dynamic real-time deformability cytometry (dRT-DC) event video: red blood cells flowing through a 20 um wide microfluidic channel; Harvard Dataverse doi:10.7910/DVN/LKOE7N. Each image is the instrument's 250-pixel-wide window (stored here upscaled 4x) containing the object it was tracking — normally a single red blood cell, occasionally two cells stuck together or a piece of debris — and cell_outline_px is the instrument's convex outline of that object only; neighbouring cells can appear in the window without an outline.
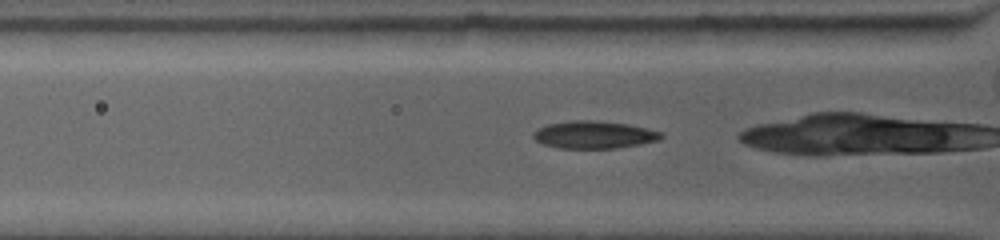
{"species": "common noctule bat (a hibernating species)", "species_latin": "Nyctalus noctula", "temperature_condition": "warm", "stored_images_in_passage": 22, "camera_frame_rate_fps": 4500, "um_per_image_px": 0.085, "animal": {"sex": "female", "body_mass_g": 19.0, "forearm_length_mm": 53.3}, "frame": {"image": 1, "passage_image": 5, "time_ms": 0.667, "image_size_px": [1000, 240], "cell_outline_px": [[664, 136], [660, 140], [640, 144], [616, 148], [556, 148], [544, 144], [536, 140], [532, 136], [532, 132], [548, 124], [572, 120], [592, 120], [628, 124], [660, 132]], "centroid_in_image_um": [50.48, 11.46], "position_along_channel_um": 75.3, "area_um2": 20.35}}
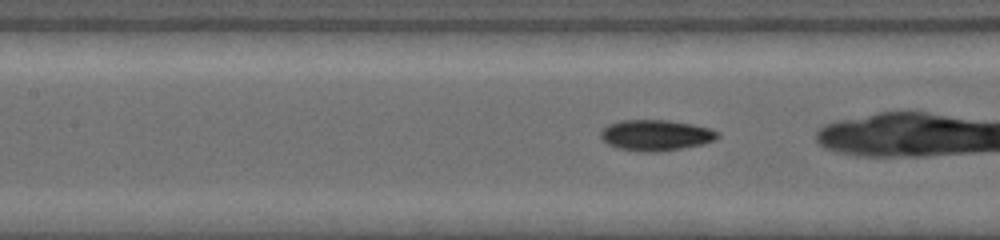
{"frame": {"image": 2, "passage_image": 13, "time_ms": 2.667, "image_size_px": [1000, 240], "cell_outline_px": [[720, 136], [716, 140], [704, 144], [660, 152], [644, 152], [620, 148], [608, 144], [600, 136], [600, 132], [608, 124], [620, 120], [668, 120], [692, 124], [708, 128], [720, 132]], "centroid_in_image_um": [55.78, 11.49], "position_along_channel_um": 151.6, "area_um2": 21.1}}
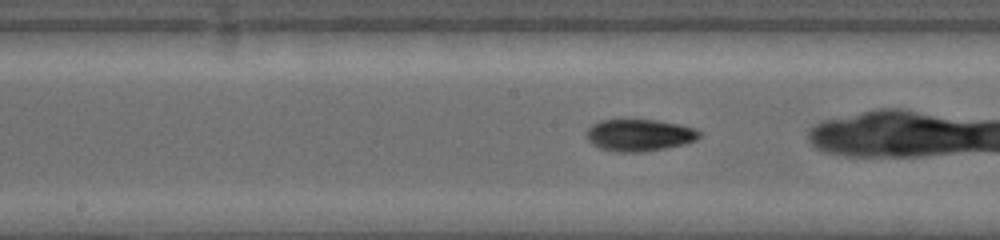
{"frame": {"image": 3, "passage_image": 19, "time_ms": 3.778, "image_size_px": [1000, 240], "cell_outline_px": [[700, 136], [696, 140], [684, 144], [644, 152], [616, 152], [600, 148], [592, 144], [588, 140], [588, 128], [592, 124], [600, 120], [656, 120], [676, 124], [692, 128], [700, 132]], "centroid_in_image_um": [54.32, 11.49], "position_along_channel_um": 193.9, "area_um2": 20.75}}